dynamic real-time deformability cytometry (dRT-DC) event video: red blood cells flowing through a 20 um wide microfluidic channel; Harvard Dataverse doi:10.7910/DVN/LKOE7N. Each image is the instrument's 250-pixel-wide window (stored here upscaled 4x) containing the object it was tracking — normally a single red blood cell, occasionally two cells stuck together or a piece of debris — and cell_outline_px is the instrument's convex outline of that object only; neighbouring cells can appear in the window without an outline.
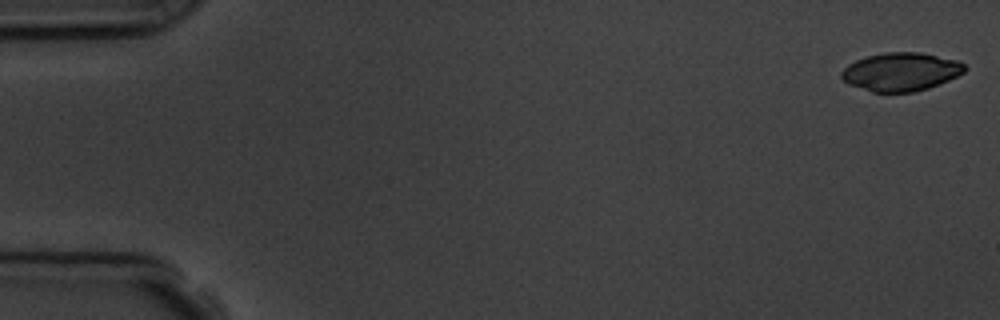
{"species": "common noctule bat (a hibernating species)", "species_latin": "Nyctalus noctula", "temperature_condition": "room temperature", "stored_images_in_passage": 5, "camera_frame_rate_fps": 3000, "um_per_image_px": 0.085, "animal": {"sex": "male", "body_mass_g": 19.5, "forearm_length_mm": 54.6}, "frame": {"image": 1, "passage_image": 1, "time_ms": 0.0, "image_size_px": [1000, 320], "cell_outline_px": [[968, 68], [964, 72], [948, 80], [928, 88], [912, 92], [872, 92], [848, 84], [840, 76], [840, 72], [848, 64], [856, 60], [868, 56], [884, 52], [920, 52], [956, 60], [964, 64]], "centroid_in_image_um": [76.56, 6.1], "position_along_channel_um": 8.4, "area_um2": 27.46}}